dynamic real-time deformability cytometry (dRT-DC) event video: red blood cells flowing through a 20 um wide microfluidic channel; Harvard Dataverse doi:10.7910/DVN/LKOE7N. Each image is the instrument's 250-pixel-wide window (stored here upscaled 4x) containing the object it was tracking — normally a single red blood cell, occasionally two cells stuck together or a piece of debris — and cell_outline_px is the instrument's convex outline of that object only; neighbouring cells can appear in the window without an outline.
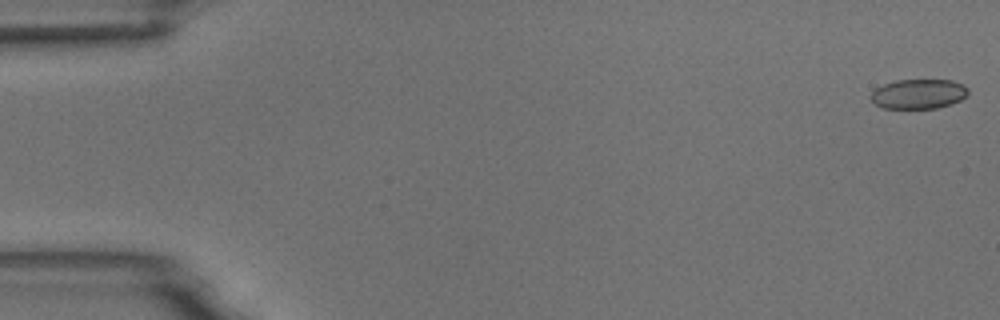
{"species": "common noctule bat (a hibernating species)", "species_latin": "Nyctalus noctula", "temperature_condition": "room temperature", "stored_images_in_passage": 46, "camera_frame_rate_fps": 3000, "um_per_image_px": 0.085, "animal": {"sex": "male", "body_mass_g": 18.8}, "frame": {"image": 1, "passage_image": 1, "time_ms": 0.0, "image_size_px": [1000, 320], "cell_outline_px": [[968, 92], [960, 100], [936, 108], [884, 108], [876, 104], [868, 96], [876, 88], [884, 84], [896, 80], [952, 80], [964, 84], [968, 88]], "centroid_in_image_um": [78.06, 7.97], "position_along_channel_um": 6.9, "area_um2": 16.7}}
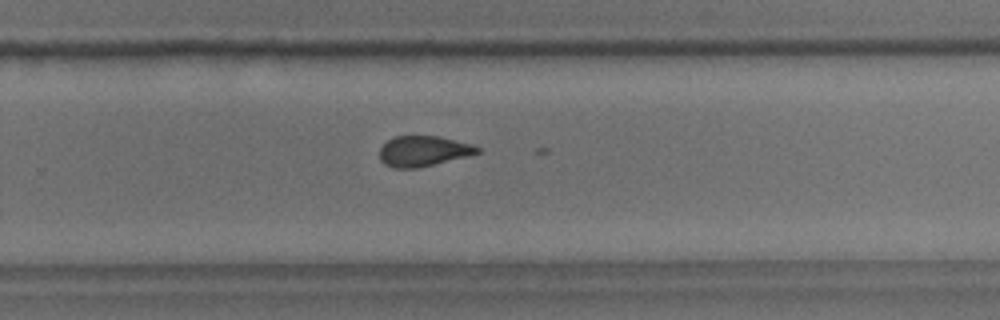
{"frame": {"image": 2, "passage_image": 36, "time_ms": 11.667, "image_size_px": [1000, 320], "cell_outline_px": [[480, 152], [468, 156], [416, 168], [392, 168], [384, 164], [380, 160], [380, 148], [392, 136], [436, 136], [472, 144], [480, 148]], "centroid_in_image_um": [35.95, 12.84], "position_along_channel_um": 293.8, "area_um2": 17.22}}
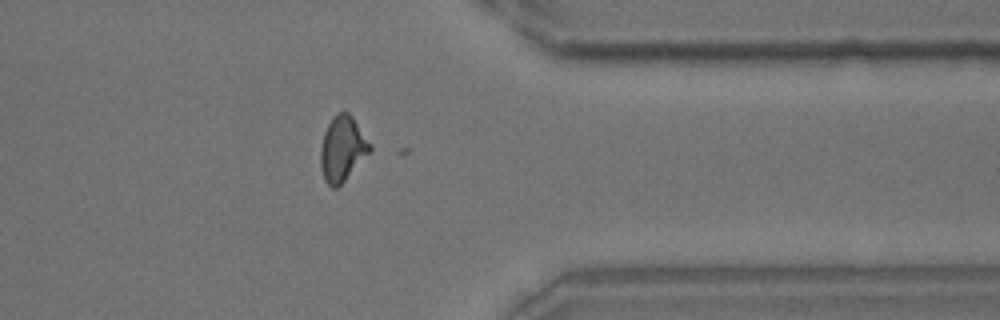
{"frame": {"image": 3, "passage_image": 44, "time_ms": 14.333, "image_size_px": [1000, 320], "cell_outline_px": [[372, 152], [336, 188], [332, 188], [324, 180], [320, 164], [320, 152], [324, 132], [328, 124], [336, 112], [348, 112], [352, 116], [372, 144]], "centroid_in_image_um": [29.13, 12.63], "position_along_channel_um": 382.3, "area_um2": 18.84}}